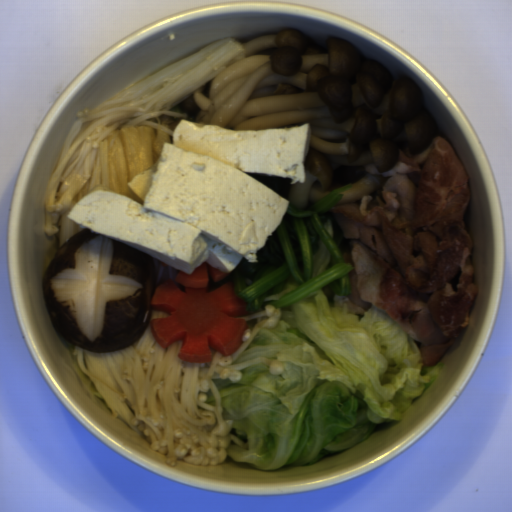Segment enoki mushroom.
Returning a JSON list of instances; mask_svg holds the SVG:
<instances>
[{
	"label": "enoki mushroom",
	"instance_id": "1",
	"mask_svg": "<svg viewBox=\"0 0 512 512\" xmlns=\"http://www.w3.org/2000/svg\"><path fill=\"white\" fill-rule=\"evenodd\" d=\"M298 286L294 279H287L265 292L258 310L234 317L246 324L261 316L268 320L257 323L252 331L247 324L236 353L223 356L210 347L209 362L179 360L182 339L163 349L150 323L134 344L112 352H90L73 345L72 358L114 418L138 432L171 468L178 460L196 466L217 465L227 458L230 442L246 448L248 442L231 433L232 419H224L223 402L213 379L238 382L241 370L257 365L267 366L270 375L284 372V364L269 357L234 363L263 328L278 326L282 309L271 302ZM209 389L214 407L205 401Z\"/></svg>",
	"mask_w": 512,
	"mask_h": 512
},
{
	"label": "enoki mushroom",
	"instance_id": "2",
	"mask_svg": "<svg viewBox=\"0 0 512 512\" xmlns=\"http://www.w3.org/2000/svg\"><path fill=\"white\" fill-rule=\"evenodd\" d=\"M247 45L220 39L136 82L93 109H81L50 176L44 236L59 247L85 229L68 213L95 189L122 193L141 205L129 182L150 170L186 118L174 107L244 58Z\"/></svg>",
	"mask_w": 512,
	"mask_h": 512
},
{
	"label": "enoki mushroom",
	"instance_id": "3",
	"mask_svg": "<svg viewBox=\"0 0 512 512\" xmlns=\"http://www.w3.org/2000/svg\"><path fill=\"white\" fill-rule=\"evenodd\" d=\"M149 257L152 261V282L155 293V291L161 284H163L166 281H172L173 279L177 278L182 270L172 265H169L157 258H154L150 255Z\"/></svg>",
	"mask_w": 512,
	"mask_h": 512
},
{
	"label": "enoki mushroom",
	"instance_id": "4",
	"mask_svg": "<svg viewBox=\"0 0 512 512\" xmlns=\"http://www.w3.org/2000/svg\"><path fill=\"white\" fill-rule=\"evenodd\" d=\"M168 315H169V312L161 311V310H159L158 308H156L155 306H153L151 304V319H150V322L153 319H156V318H159V317H168Z\"/></svg>",
	"mask_w": 512,
	"mask_h": 512
}]
</instances>
